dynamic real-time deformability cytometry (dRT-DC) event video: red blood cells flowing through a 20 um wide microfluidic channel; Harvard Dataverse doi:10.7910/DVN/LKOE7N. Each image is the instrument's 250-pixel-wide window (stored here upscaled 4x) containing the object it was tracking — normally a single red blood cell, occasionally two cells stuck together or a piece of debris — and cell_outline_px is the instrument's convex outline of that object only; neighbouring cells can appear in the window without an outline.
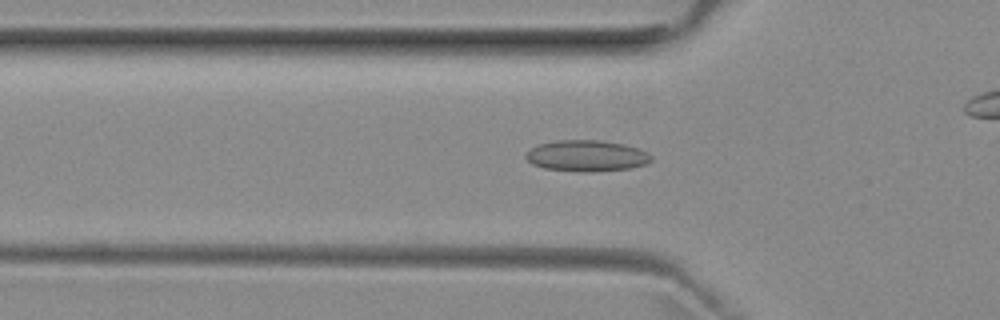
{"species": "common noctule bat (a hibernating species)", "species_latin": "Nyctalus noctula", "temperature_condition": "room temperature", "stored_images_in_passage": 36, "camera_frame_rate_fps": 3000, "um_per_image_px": 0.085, "animal": {"sex": "female", "body_mass_g": 29.2, "forearm_length_mm": 56.3}, "frame": {"image": 1, "passage_image": 11, "time_ms": 3.333, "image_size_px": [1000, 320], "cell_outline_px": [[652, 160], [644, 164], [632, 168], [584, 172], [544, 168], [532, 164], [524, 156], [536, 144], [560, 140], [600, 140], [624, 144], [648, 152], [652, 156]], "centroid_in_image_um": [49.86, 13.24], "position_along_channel_um": 75.9, "area_um2": 22.66}}
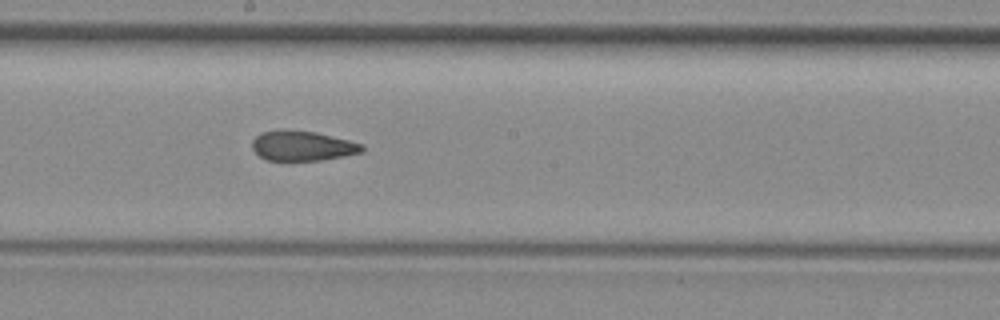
{"frame": {"image": 2, "passage_image": 22, "time_ms": 7.0, "image_size_px": [1000, 320], "cell_outline_px": [[364, 152], [344, 156], [320, 160], [288, 164], [268, 160], [260, 156], [252, 148], [252, 140], [260, 132], [316, 132], [364, 144]], "centroid_in_image_um": [25.72, 12.48], "position_along_channel_um": 222.5, "area_um2": 19.31}}
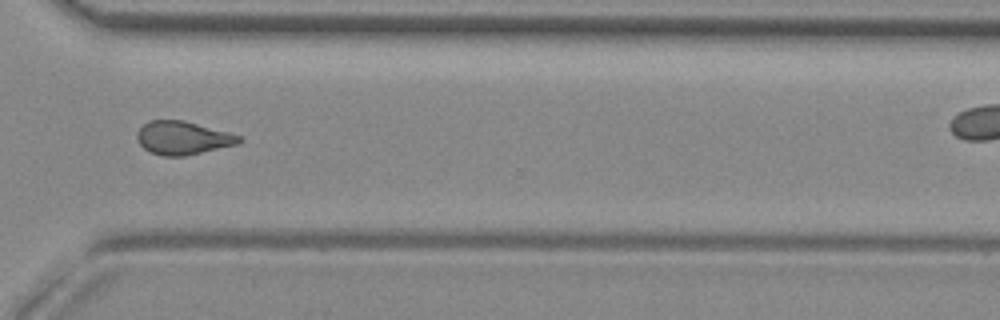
{"frame": {"image": 3, "passage_image": 32, "time_ms": 10.333, "image_size_px": [1000, 320], "cell_outline_px": [[244, 140], [240, 144], [184, 156], [160, 156], [148, 152], [136, 140], [136, 132], [148, 120], [184, 120], [228, 132], [240, 136]], "centroid_in_image_um": [15.53, 11.73], "position_along_channel_um": 355.1, "area_um2": 20.06}}